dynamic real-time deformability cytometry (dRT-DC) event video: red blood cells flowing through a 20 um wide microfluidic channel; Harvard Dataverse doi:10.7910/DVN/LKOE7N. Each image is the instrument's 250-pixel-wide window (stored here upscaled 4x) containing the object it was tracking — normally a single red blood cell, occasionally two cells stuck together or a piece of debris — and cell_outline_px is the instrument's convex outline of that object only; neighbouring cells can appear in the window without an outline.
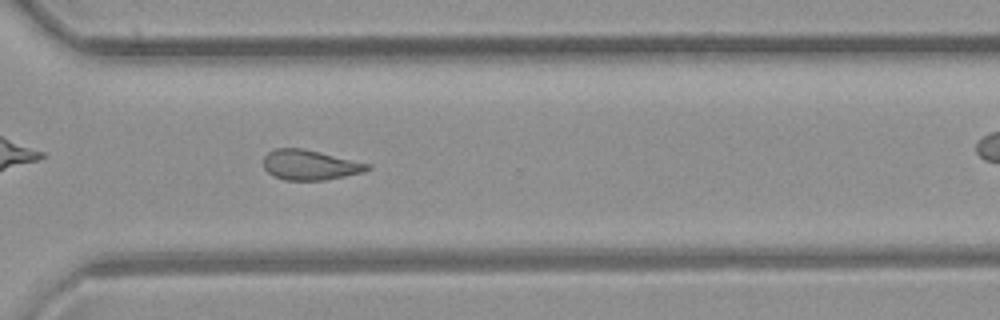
{"species": "common noctule bat (a hibernating species)", "species_latin": "Nyctalus noctula", "temperature_condition": "room temperature", "stored_images_in_passage": 41, "camera_frame_rate_fps": 3000, "um_per_image_px": 0.085, "animal": {"sex": "female", "body_mass_g": 21.9}, "frame": {"image": 1, "passage_image": 30, "time_ms": 9.667, "image_size_px": [1000, 320], "cell_outline_px": [[372, 168], [364, 172], [324, 180], [284, 180], [268, 172], [264, 168], [264, 156], [268, 152], [276, 148], [304, 148], [372, 164]], "centroid_in_image_um": [26.38, 14.01], "position_along_channel_um": 344.2, "area_um2": 18.26}}